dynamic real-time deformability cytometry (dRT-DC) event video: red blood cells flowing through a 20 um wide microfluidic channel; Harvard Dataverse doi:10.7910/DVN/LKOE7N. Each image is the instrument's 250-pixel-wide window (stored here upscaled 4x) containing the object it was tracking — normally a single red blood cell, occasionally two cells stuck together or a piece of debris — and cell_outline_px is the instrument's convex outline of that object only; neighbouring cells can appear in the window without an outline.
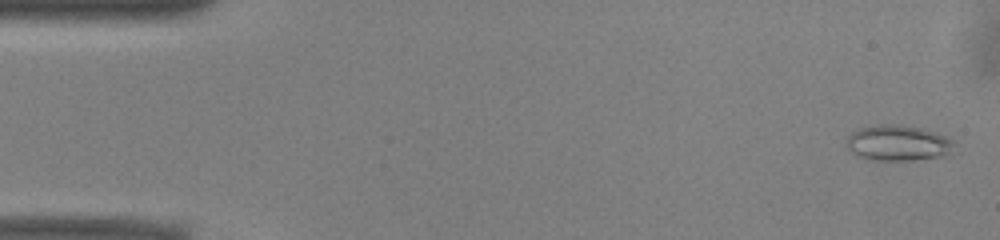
{"species": "common noctule bat (a hibernating species)", "species_latin": "Nyctalus noctula", "temperature_condition": "warm", "stored_images_in_passage": 46, "camera_frame_rate_fps": 3000, "um_per_image_px": 0.085, "animal": {"sex": "male", "body_mass_g": 13.0, "forearm_length_mm": 53.1}, "frame": {"image": 1, "passage_image": 2, "time_ms": 0.333, "image_size_px": [1000, 240], "cell_outline_px": [[952, 144], [948, 152], [940, 156], [912, 160], [868, 160], [852, 152], [848, 148], [848, 136], [856, 128], [880, 124], [896, 124], [924, 128], [936, 132], [952, 140]], "centroid_in_image_um": [76.27, 12.13], "position_along_channel_um": 8.7, "area_um2": 22.08}}
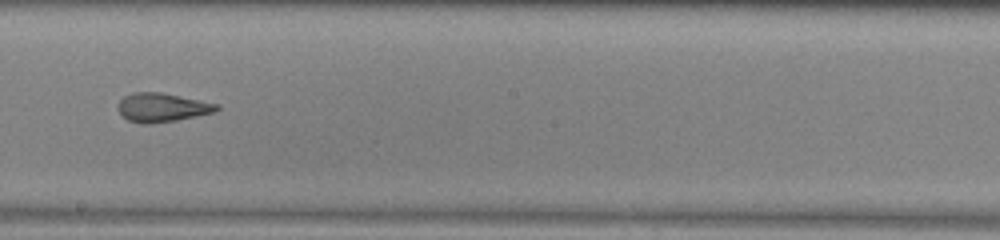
{"frame": {"image": 2, "passage_image": 29, "time_ms": 9.333, "image_size_px": [1000, 240], "cell_outline_px": [[220, 108], [216, 112], [176, 120], [148, 124], [144, 124], [128, 120], [116, 108], [120, 100], [124, 96], [132, 92], [160, 92], [220, 104]], "centroid_in_image_um": [13.79, 9.13], "position_along_channel_um": 234.4, "area_um2": 16.59}}
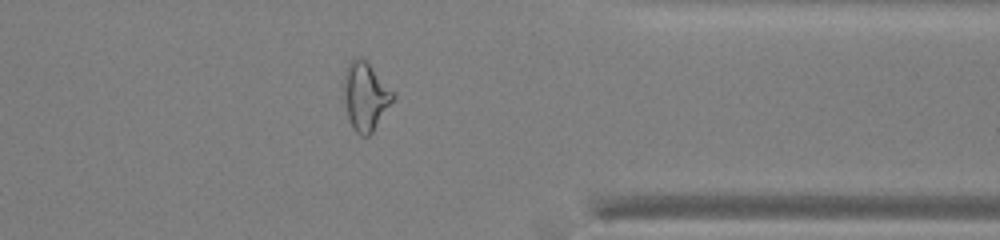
{"frame": {"image": 3, "passage_image": 41, "time_ms": 13.333, "image_size_px": [1000, 240], "cell_outline_px": [[396, 96], [372, 132], [368, 136], [360, 136], [352, 128], [348, 116], [344, 100], [344, 72], [352, 56], [360, 56], [396, 92]], "centroid_in_image_um": [31.06, 8.16], "position_along_channel_um": 380.3, "area_um2": 19.59}, "authors_computed_cell_mechanics": {"area_um2": 18.5827, "velocity_mm_per_s": 3.9541, "shape_relaxation_time_tau1_ms": 11.0904, "shape_relaxation_time_tau2_ms": 1.88, "deformation_change_tau1": 0.2641, "deformation_change_tau2": 0.0981}}